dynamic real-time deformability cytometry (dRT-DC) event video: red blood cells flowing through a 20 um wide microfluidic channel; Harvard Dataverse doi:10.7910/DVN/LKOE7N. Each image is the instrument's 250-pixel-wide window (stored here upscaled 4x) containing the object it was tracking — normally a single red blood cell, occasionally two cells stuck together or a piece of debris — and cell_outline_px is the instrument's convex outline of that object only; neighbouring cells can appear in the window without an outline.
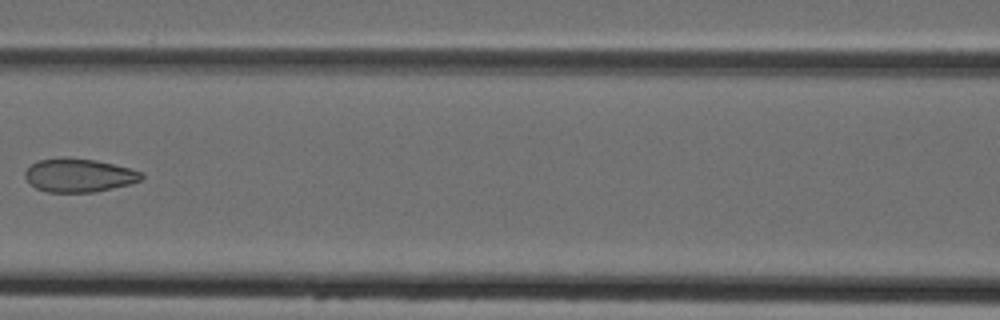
{"species": "Egyptian fruit bat (a non-hibernating species)", "species_latin": "Rousettus aegyptiacus", "temperature_condition": "cold", "stored_images_in_passage": 6, "camera_frame_rate_fps": 3000, "um_per_image_px": 0.085, "animal": {"sex": "female"}, "frame": {"image": 1, "passage_image": 6, "time_ms": 6.0, "image_size_px": [1000, 320], "cell_outline_px": [[144, 176], [140, 180], [128, 184], [96, 192], [48, 192], [36, 188], [24, 176], [24, 172], [32, 164], [40, 160], [96, 160], [128, 168], [140, 172]], "centroid_in_image_um": [6.72, 14.94], "position_along_channel_um": 159.9, "area_um2": 21.73}}